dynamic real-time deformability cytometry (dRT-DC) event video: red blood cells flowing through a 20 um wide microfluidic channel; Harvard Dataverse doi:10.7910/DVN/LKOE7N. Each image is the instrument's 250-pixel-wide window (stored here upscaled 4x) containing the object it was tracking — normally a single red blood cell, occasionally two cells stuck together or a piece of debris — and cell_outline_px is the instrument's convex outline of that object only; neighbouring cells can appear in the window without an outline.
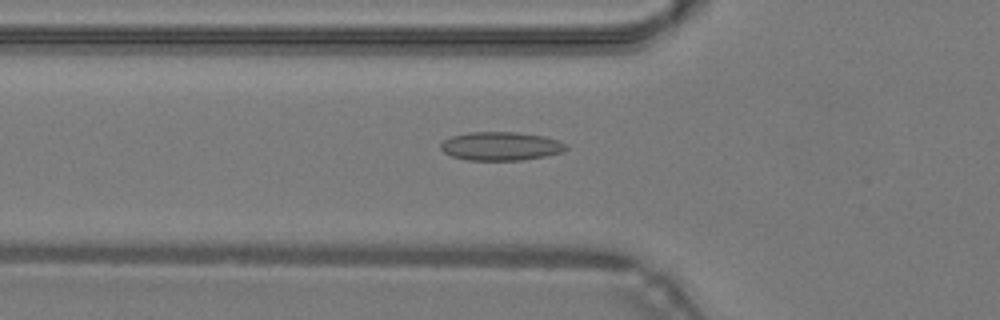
{"species": "common noctule bat (a hibernating species)", "species_latin": "Nyctalus noctula", "temperature_condition": "warm", "stored_images_in_passage": 48, "camera_frame_rate_fps": 3000, "um_per_image_px": 0.085, "animal": {"sex": "male", "body_mass_g": 19.2, "forearm_length_mm": 51.8}, "frame": {"image": 1, "passage_image": 17, "time_ms": 5.333, "image_size_px": [1000, 320], "cell_outline_px": [[568, 148], [564, 152], [544, 156], [520, 160], [468, 160], [452, 156], [444, 152], [440, 148], [440, 144], [444, 140], [452, 136], [468, 132], [516, 132], [544, 136], [560, 140]], "centroid_in_image_um": [42.58, 12.42], "position_along_channel_um": 83.2, "area_um2": 20.87}}
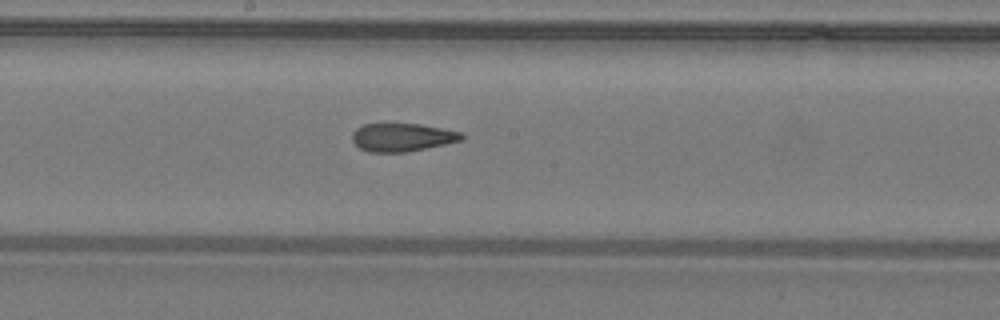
{"frame": {"image": 2, "passage_image": 26, "time_ms": 8.333, "image_size_px": [1000, 320], "cell_outline_px": [[464, 140], [404, 152], [368, 152], [360, 148], [352, 140], [352, 132], [356, 128], [364, 124], [420, 124], [460, 132], [464, 136]], "centroid_in_image_um": [34.16, 11.67], "position_along_channel_um": 214.0, "area_um2": 17.74}}
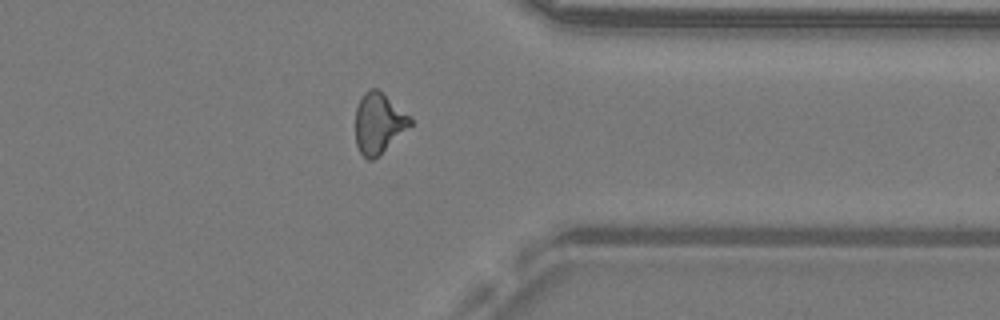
{"frame": {"image": 3, "passage_image": 38, "time_ms": 12.333, "image_size_px": [1000, 320], "cell_outline_px": [[412, 124], [380, 156], [372, 160], [368, 160], [360, 152], [356, 144], [356, 108], [364, 92], [368, 88], [376, 88], [412, 116]], "centroid_in_image_um": [32.2, 10.48], "position_along_channel_um": 379.2, "area_um2": 19.42}, "authors_computed_cell_mechanics": {"area_um2": 19.1896, "velocity_mm_per_s": 4.3236, "shape_relaxation_time_tau1_ms": null, "shape_relaxation_time_tau2_ms": 2.2864, "deformation_change_tau1": null, "deformation_change_tau2": 0.0953}}